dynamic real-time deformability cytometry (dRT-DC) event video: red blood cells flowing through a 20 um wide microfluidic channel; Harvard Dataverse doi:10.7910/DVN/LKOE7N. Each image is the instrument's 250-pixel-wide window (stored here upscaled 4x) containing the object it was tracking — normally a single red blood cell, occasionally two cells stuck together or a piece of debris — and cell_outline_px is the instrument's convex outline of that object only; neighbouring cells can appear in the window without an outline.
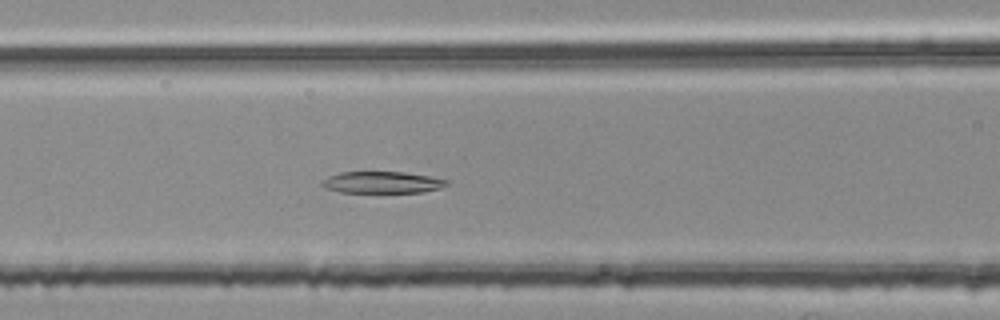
{"species": "common noctule bat (a hibernating species)", "species_latin": "Nyctalus noctula", "temperature_condition": "room temperature", "stored_images_in_passage": 53, "camera_frame_rate_fps": 3000, "um_per_image_px": 0.085, "animal": {"sex": "female", "body_mass_g": 25.1}, "frame": {"image": 1, "passage_image": 22, "time_ms": 7.0, "image_size_px": [1000, 320], "cell_outline_px": [[448, 184], [440, 188], [424, 192], [340, 192], [324, 188], [320, 184], [328, 176], [340, 172], [404, 172], [428, 176], [448, 180]], "centroid_in_image_um": [32.46, 15.5], "position_along_channel_um": 134.1, "area_um2": 15.66}}
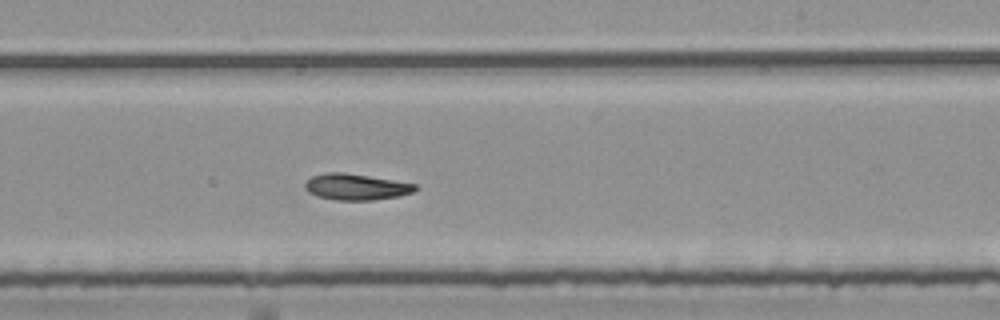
{"frame": {"image": 2, "passage_image": 32, "time_ms": 10.333, "image_size_px": [1000, 320], "cell_outline_px": [[420, 188], [412, 192], [400, 196], [372, 200], [336, 200], [316, 196], [308, 192], [304, 188], [304, 184], [312, 176], [324, 172], [344, 172], [416, 184]], "centroid_in_image_um": [30.25, 15.88], "position_along_channel_um": 258.8, "area_um2": 16.88}}
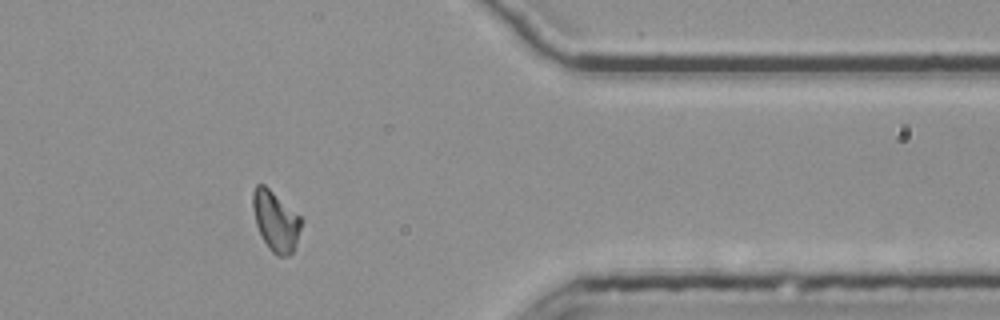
{"frame": {"image": 3, "passage_image": 44, "time_ms": 14.333, "image_size_px": [1000, 320], "cell_outline_px": [[304, 220], [296, 244], [292, 252], [288, 256], [276, 256], [268, 248], [256, 224], [252, 204], [252, 192], [256, 184], [264, 184], [300, 216]], "centroid_in_image_um": [23.44, 18.79], "position_along_channel_um": 388.0, "area_um2": 16.94}}